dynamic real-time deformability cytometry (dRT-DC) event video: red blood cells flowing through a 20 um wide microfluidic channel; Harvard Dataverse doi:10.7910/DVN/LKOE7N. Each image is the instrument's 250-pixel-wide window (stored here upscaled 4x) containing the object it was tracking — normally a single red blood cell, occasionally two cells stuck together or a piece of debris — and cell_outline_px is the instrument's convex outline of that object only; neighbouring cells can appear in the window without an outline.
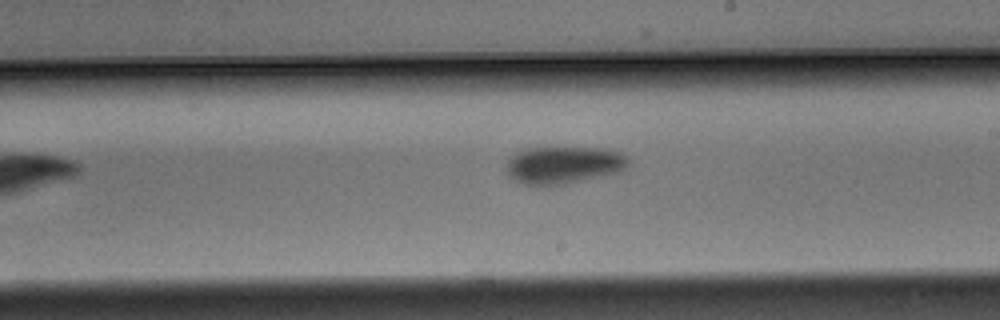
{"species": "Egyptian fruit bat (a non-hibernating species)", "species_latin": "Rousettus aegyptiacus", "temperature_condition": "warm", "stored_images_in_passage": 10, "camera_frame_rate_fps": 3000, "um_per_image_px": 0.085, "animal": {"sex": "male"}, "frame": {"image": 1, "passage_image": 9, "time_ms": 2.667, "image_size_px": [1000, 320], "cell_outline_px": [[628, 164], [620, 172], [564, 184], [540, 188], [524, 184], [508, 176], [504, 172], [504, 168], [508, 160], [516, 152], [524, 148], [608, 148], [620, 152], [628, 156]], "centroid_in_image_um": [47.85, 14.04], "position_along_channel_um": 241.1, "area_um2": 27.17}}
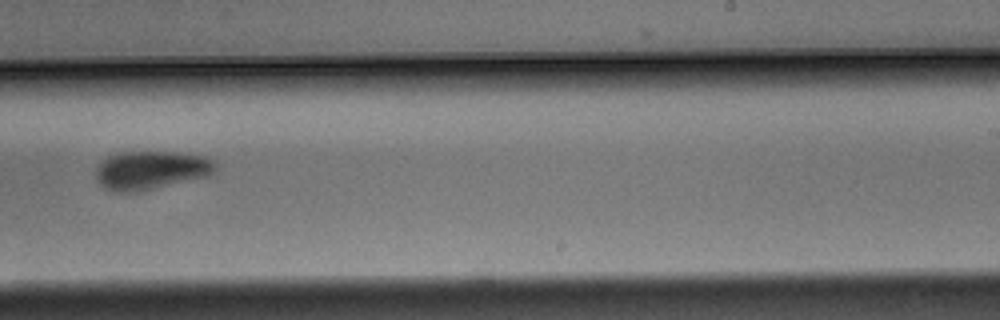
{"frame": {"image": 2, "passage_image": 10, "time_ms": 3.0, "image_size_px": [1000, 320], "cell_outline_px": [[216, 172], [208, 176], [140, 192], [116, 192], [100, 184], [96, 176], [96, 168], [108, 156], [120, 152], [176, 152], [204, 156], [212, 160], [216, 164]], "centroid_in_image_um": [12.86, 14.47], "position_along_channel_um": 276.1, "area_um2": 26.82}}